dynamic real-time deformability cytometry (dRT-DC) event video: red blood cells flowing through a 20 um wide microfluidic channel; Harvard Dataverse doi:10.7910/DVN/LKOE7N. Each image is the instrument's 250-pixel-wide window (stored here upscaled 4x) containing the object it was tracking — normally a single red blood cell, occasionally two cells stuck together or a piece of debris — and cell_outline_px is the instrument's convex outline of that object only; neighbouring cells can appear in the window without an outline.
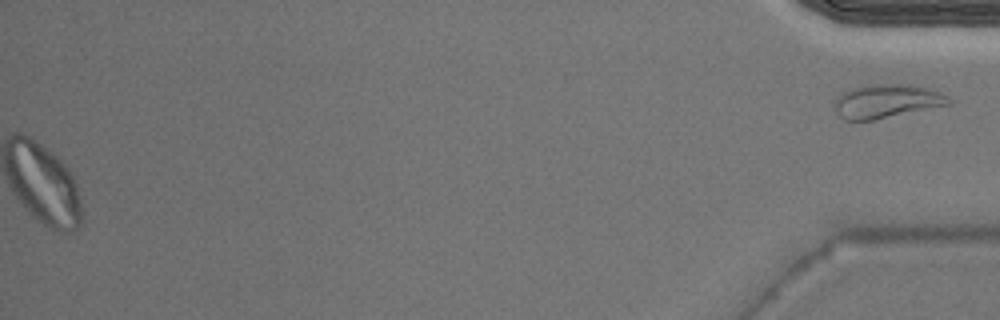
{"species": "Egyptian fruit bat (a non-hibernating species)", "species_latin": "Rousettus aegyptiacus", "temperature_condition": "warm", "stored_images_in_passage": 34, "segment_of_instrument_passage": [2, 2], "camera_frame_rate_fps": 3000, "um_per_image_px": 0.085, "animal": {"sex": "male"}, "frame": {"image": 1, "passage_image": 34, "time_ms": 11.0, "image_size_px": [1000, 320], "cell_outline_px": [[952, 104], [872, 120], [844, 120], [836, 112], [836, 96], [852, 88], [868, 84], [908, 84], [932, 88], [948, 96], [952, 100]], "centroid_in_image_um": [75.41, 8.58], "position_along_channel_um": 359.8, "area_um2": 22.48}}